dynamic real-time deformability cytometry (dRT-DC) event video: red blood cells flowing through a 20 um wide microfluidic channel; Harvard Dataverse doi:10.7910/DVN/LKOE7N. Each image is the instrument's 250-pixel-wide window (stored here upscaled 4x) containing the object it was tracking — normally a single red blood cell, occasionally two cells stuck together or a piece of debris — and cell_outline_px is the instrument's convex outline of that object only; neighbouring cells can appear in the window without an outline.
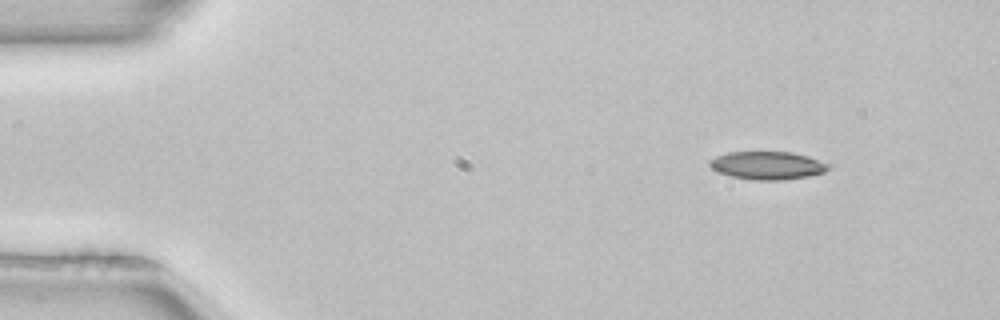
{"species": "common noctule bat (a hibernating species)", "species_latin": "Nyctalus noctula", "temperature_condition": "room temperature", "stored_images_in_passage": 46, "camera_frame_rate_fps": 3000, "um_per_image_px": 0.085, "animal": {"sex": "female", "body_mass_g": 22.7, "forearm_length_mm": 54.2}, "frame": {"image": 1, "passage_image": 1, "time_ms": 0.0, "image_size_px": [1000, 320], "cell_outline_px": [[832, 164], [824, 172], [808, 176], [784, 180], [752, 180], [728, 176], [716, 172], [708, 164], [708, 160], [716, 156], [728, 152], [792, 152], [808, 156]], "centroid_in_image_um": [65.21, 14.06], "position_along_channel_um": 19.8, "area_um2": 19.65}}
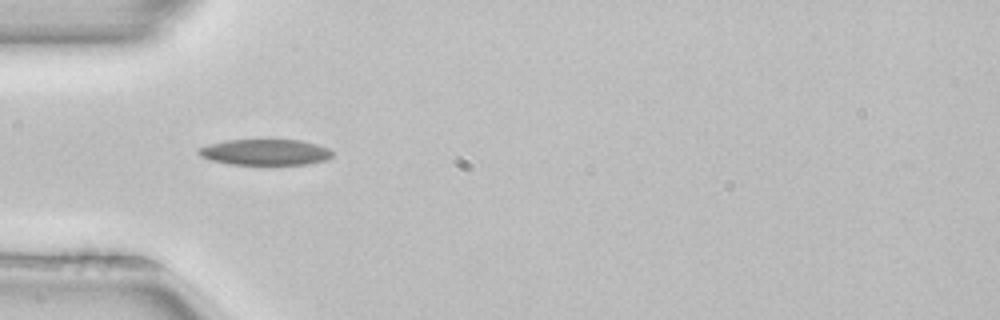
{"frame": {"image": 2, "passage_image": 11, "time_ms": 3.333, "image_size_px": [1000, 320], "cell_outline_px": [[332, 156], [328, 160], [308, 164], [228, 164], [212, 160], [200, 156], [196, 152], [196, 148], [208, 144], [224, 140], [300, 140], [316, 144], [328, 148], [332, 152]], "centroid_in_image_um": [22.51, 12.93], "position_along_channel_um": 62.5, "area_um2": 20.29}}
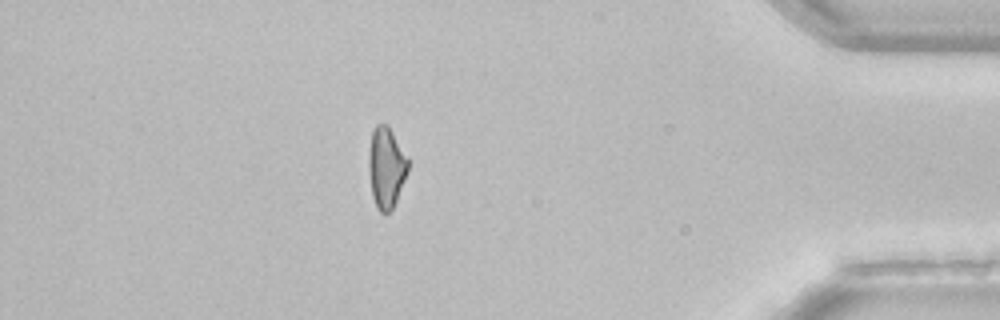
{"frame": {"image": 3, "passage_image": 40, "time_ms": 13.0, "image_size_px": [1000, 320], "cell_outline_px": [[408, 172], [396, 200], [392, 208], [388, 212], [380, 212], [376, 208], [372, 196], [368, 168], [368, 152], [372, 132], [376, 124], [388, 124], [408, 156]], "centroid_in_image_um": [32.82, 14.2], "position_along_channel_um": 402.4, "area_um2": 18.73}}